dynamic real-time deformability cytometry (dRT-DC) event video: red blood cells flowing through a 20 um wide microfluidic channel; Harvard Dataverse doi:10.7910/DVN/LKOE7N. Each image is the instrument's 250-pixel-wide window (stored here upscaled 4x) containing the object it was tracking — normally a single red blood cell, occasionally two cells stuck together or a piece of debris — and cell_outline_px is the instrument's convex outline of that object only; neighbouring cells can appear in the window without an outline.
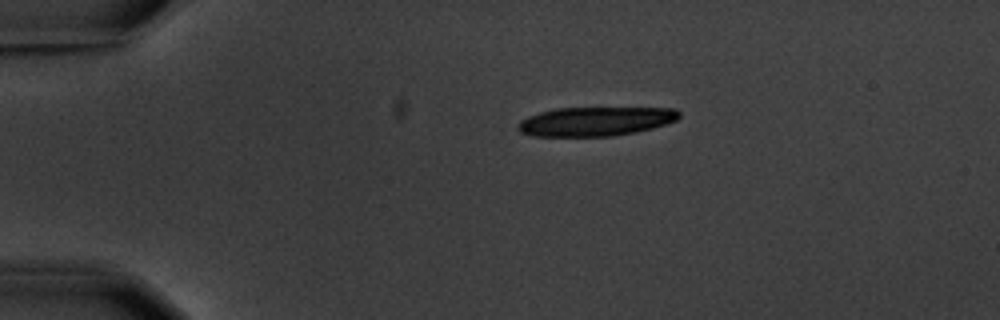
{"species": "common noctule bat (a hibernating species)", "species_latin": "Nyctalus noctula", "temperature_condition": "warm", "stored_images_in_passage": 5, "camera_frame_rate_fps": 3000, "um_per_image_px": 0.085, "animal": {"sex": "male", "body_mass_g": 20.1, "forearm_length_mm": 53.5}, "frame": {"image": 1, "passage_image": 1, "time_ms": 0.0, "image_size_px": [1000, 320], "cell_outline_px": [[680, 116], [676, 120], [652, 128], [636, 132], [612, 136], [532, 136], [520, 132], [516, 128], [516, 124], [520, 120], [528, 116], [540, 112], [556, 108], [676, 108], [680, 112]], "centroid_in_image_um": [50.58, 10.32], "position_along_channel_um": 34.4, "area_um2": 27.4}}